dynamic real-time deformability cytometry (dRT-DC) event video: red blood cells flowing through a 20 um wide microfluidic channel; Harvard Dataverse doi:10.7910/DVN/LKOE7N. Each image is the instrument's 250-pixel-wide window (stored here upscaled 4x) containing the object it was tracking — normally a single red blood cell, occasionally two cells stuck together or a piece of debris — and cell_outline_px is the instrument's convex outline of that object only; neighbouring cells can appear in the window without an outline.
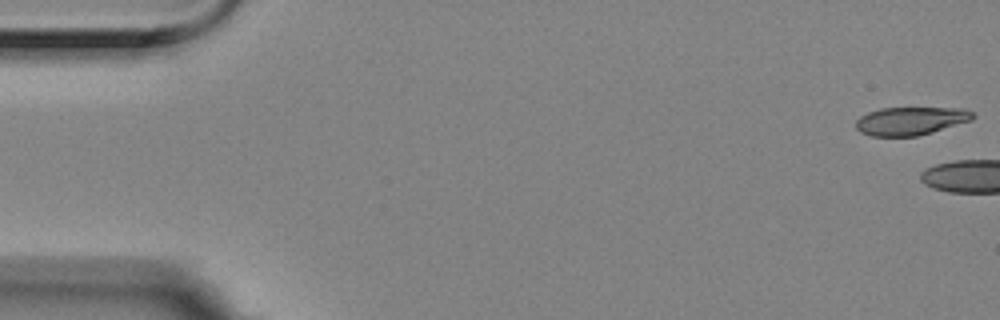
{"species": "Egyptian fruit bat (a non-hibernating species)", "species_latin": "Rousettus aegyptiacus", "temperature_condition": "room temperature", "stored_images_in_passage": 5, "camera_frame_rate_fps": 3000, "um_per_image_px": 0.085, "animal": {"sex": "female"}, "frame": {"image": 1, "passage_image": 1, "time_ms": 0.0, "image_size_px": [1000, 320], "cell_outline_px": [[976, 116], [972, 120], [916, 136], [872, 136], [860, 132], [856, 128], [856, 120], [860, 116], [868, 112], [880, 108], [964, 108], [972, 112]], "centroid_in_image_um": [77.39, 10.27], "position_along_channel_um": 7.6, "area_um2": 19.07}}